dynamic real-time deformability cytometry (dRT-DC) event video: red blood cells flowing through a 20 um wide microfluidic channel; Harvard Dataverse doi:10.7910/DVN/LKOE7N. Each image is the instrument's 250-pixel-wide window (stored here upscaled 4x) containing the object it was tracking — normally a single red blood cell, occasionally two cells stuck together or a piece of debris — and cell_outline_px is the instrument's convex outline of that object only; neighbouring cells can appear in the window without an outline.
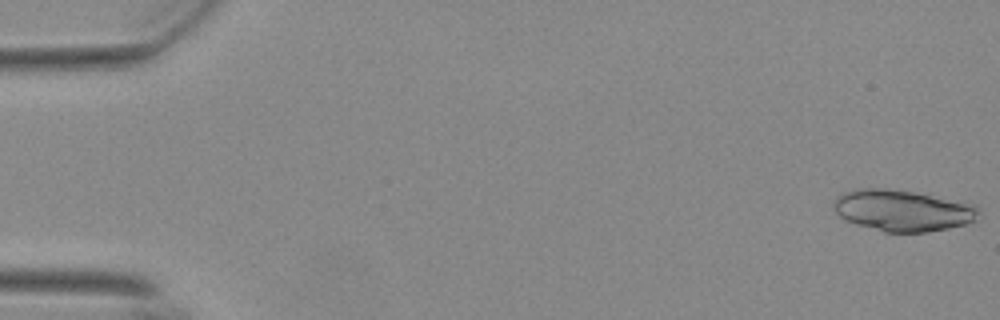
{"species": "Egyptian fruit bat (a non-hibernating species)", "species_latin": "Rousettus aegyptiacus", "temperature_condition": "warm", "stored_images_in_passage": 54, "segment_of_instrument_passage": [1, 2], "camera_frame_rate_fps": 3000, "um_per_image_px": 0.085, "animal": {"sex": "female"}, "frame": {"image": 1, "passage_image": 1, "time_ms": 0.0, "image_size_px": [1000, 320], "cell_outline_px": [[980, 212], [972, 220], [964, 224], [948, 228], [928, 232], [884, 232], [856, 224], [844, 220], [836, 212], [832, 204], [836, 196], [844, 192], [856, 188], [888, 188], [912, 192], [976, 204], [980, 208]], "centroid_in_image_um": [76.68, 17.88], "position_along_channel_um": 8.3, "area_um2": 34.91}}
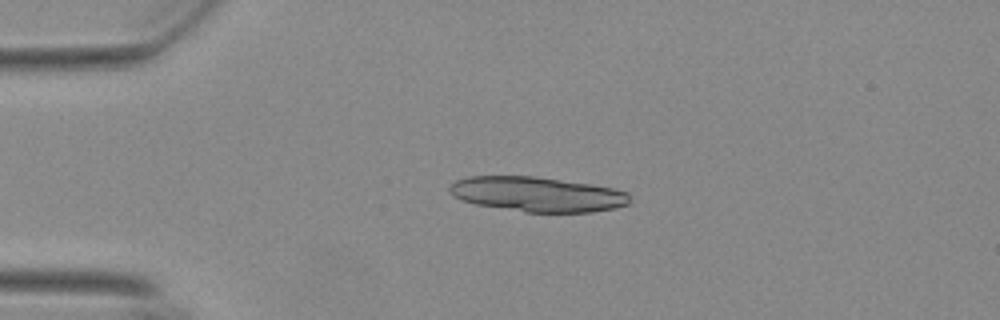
{"frame": {"image": 2, "passage_image": 13, "time_ms": 4.0, "image_size_px": [1000, 320], "cell_outline_px": [[628, 204], [616, 208], [592, 212], [524, 212], [476, 204], [460, 200], [452, 196], [448, 192], [448, 188], [456, 180], [468, 176], [532, 176], [588, 184], [612, 188], [628, 192]], "centroid_in_image_um": [45.61, 16.52], "position_along_channel_um": 39.4, "area_um2": 36.47}}